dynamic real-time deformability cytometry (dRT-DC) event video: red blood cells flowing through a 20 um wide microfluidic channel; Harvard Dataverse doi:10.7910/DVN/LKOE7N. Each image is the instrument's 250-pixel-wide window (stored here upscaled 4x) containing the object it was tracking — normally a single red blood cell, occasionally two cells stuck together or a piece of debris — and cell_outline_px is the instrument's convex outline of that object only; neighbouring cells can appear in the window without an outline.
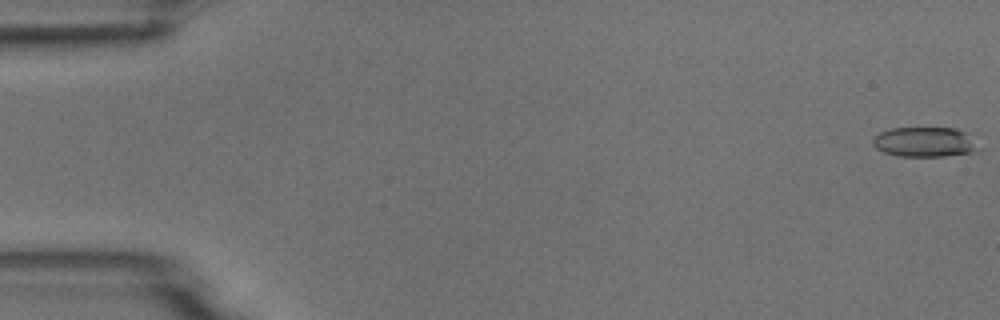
{"species": "common noctule bat (a hibernating species)", "species_latin": "Nyctalus noctula", "temperature_condition": "room temperature", "stored_images_in_passage": 5, "camera_frame_rate_fps": 3000, "um_per_image_px": 0.085, "animal": {"sex": "male", "body_mass_g": 18.8}, "frame": {"image": 1, "passage_image": 1, "time_ms": 0.0, "image_size_px": [1000, 320], "cell_outline_px": [[980, 148], [972, 152], [944, 156], [896, 156], [884, 152], [876, 148], [872, 144], [872, 140], [880, 132], [892, 128], [956, 128], [972, 136]], "centroid_in_image_um": [78.6, 12.07], "position_along_channel_um": 6.4, "area_um2": 18.38}}
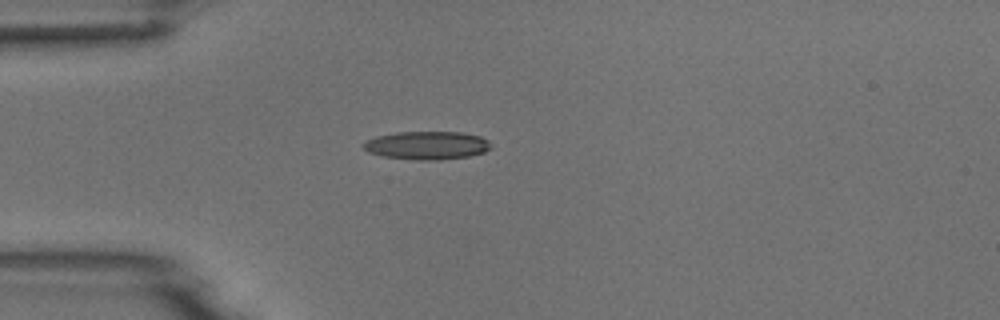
{"frame": {"image": 2, "passage_image": 5, "time_ms": 1.333, "image_size_px": [1000, 320], "cell_outline_px": [[492, 148], [484, 152], [468, 156], [440, 160], [416, 160], [380, 156], [368, 152], [360, 144], [376, 136], [396, 132], [460, 132], [480, 136], [488, 140]], "centroid_in_image_um": [36.27, 12.36], "position_along_channel_um": 48.7, "area_um2": 21.1}}